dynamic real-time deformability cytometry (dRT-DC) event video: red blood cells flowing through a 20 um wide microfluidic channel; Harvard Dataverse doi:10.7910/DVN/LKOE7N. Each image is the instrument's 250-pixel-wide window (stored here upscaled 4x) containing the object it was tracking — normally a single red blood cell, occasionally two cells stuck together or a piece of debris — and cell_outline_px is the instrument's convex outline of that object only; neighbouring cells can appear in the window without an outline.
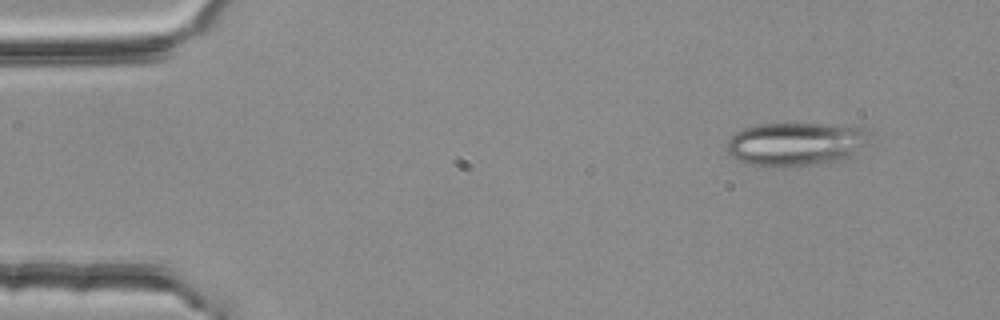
{"species": "common noctule bat (a hibernating species)", "species_latin": "Nyctalus noctula", "temperature_condition": "room temperature", "stored_images_in_passage": 4, "camera_frame_rate_fps": 3000, "um_per_image_px": 0.085, "animal": {"sex": "female", "body_mass_g": 25.1}, "frame": {"image": 1, "passage_image": 1, "time_ms": 0.0, "image_size_px": [1000, 320], "cell_outline_px": [[872, 144], [848, 160], [784, 168], [780, 168], [748, 164], [732, 156], [728, 152], [728, 140], [736, 132], [744, 128], [760, 124], [820, 124], [868, 128], [872, 132]], "centroid_in_image_um": [67.81, 12.26], "position_along_channel_um": 17.2, "area_um2": 37.22}}